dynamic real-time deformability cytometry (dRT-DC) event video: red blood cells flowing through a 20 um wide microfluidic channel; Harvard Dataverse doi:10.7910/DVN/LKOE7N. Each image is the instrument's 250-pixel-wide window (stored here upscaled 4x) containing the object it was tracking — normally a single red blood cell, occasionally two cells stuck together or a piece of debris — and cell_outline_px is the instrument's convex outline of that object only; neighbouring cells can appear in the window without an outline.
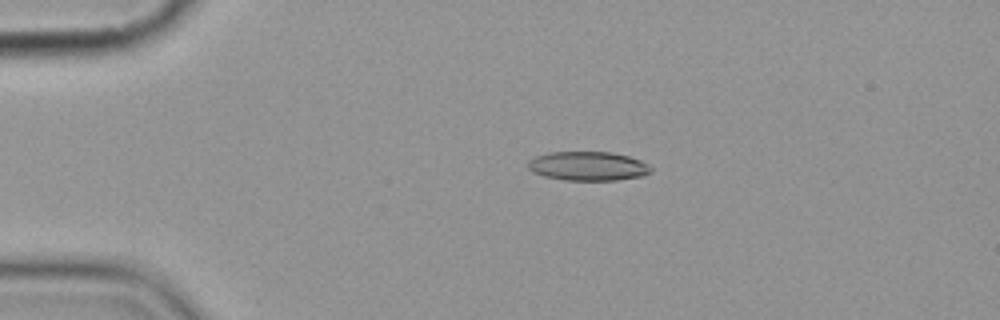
{"species": "common noctule bat (a hibernating species)", "species_latin": "Nyctalus noctula", "temperature_condition": "cold", "stored_images_in_passage": 4, "camera_frame_rate_fps": 3000, "um_per_image_px": 0.085, "animal": {"sex": "female", "body_mass_g": 19.9}, "frame": {"image": 1, "passage_image": 3, "time_ms": 2.0, "image_size_px": [1000, 320], "cell_outline_px": [[652, 172], [644, 176], [616, 180], [564, 180], [544, 176], [532, 172], [528, 168], [528, 160], [532, 156], [552, 152], [612, 152], [628, 156], [640, 160], [648, 164], [652, 168]], "centroid_in_image_um": [49.97, 14.12], "position_along_channel_um": 35.0, "area_um2": 21.04}}